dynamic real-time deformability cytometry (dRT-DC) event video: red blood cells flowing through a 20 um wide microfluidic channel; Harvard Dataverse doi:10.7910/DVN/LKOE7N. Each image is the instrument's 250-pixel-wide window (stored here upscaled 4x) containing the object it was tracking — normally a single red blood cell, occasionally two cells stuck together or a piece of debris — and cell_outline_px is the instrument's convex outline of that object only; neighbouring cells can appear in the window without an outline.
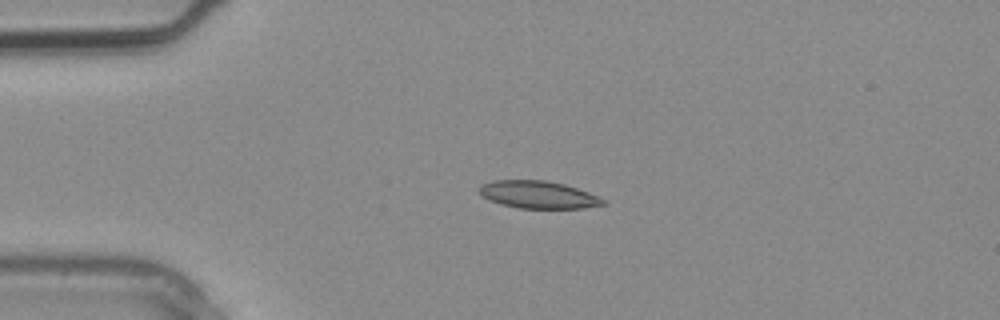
{"species": "common noctule bat (a hibernating species)", "species_latin": "Nyctalus noctula", "temperature_condition": "warm", "stored_images_in_passage": 3, "camera_frame_rate_fps": 3000, "um_per_image_px": 0.085, "animal": {"sex": "male", "body_mass_g": 20.4}, "frame": {"image": 1, "passage_image": 2, "time_ms": 0.333, "image_size_px": [1000, 320], "cell_outline_px": [[608, 204], [584, 208], [520, 208], [488, 200], [480, 196], [476, 192], [476, 188], [480, 184], [492, 180], [544, 180], [564, 184], [588, 192], [608, 200]], "centroid_in_image_um": [45.71, 16.54], "position_along_channel_um": 39.3, "area_um2": 20.11}}
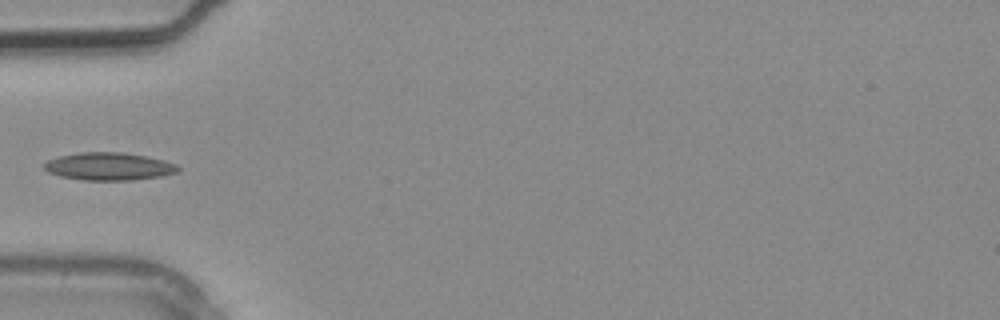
{"frame": {"image": 2, "passage_image": 3, "time_ms": 0.667, "image_size_px": [1000, 320], "cell_outline_px": [[180, 172], [160, 176], [132, 180], [84, 180], [60, 176], [48, 172], [40, 164], [48, 160], [60, 156], [80, 152], [124, 152], [164, 160], [176, 164], [180, 168]], "centroid_in_image_um": [9.25, 14.14], "position_along_channel_um": 75.8, "area_um2": 21.68}}